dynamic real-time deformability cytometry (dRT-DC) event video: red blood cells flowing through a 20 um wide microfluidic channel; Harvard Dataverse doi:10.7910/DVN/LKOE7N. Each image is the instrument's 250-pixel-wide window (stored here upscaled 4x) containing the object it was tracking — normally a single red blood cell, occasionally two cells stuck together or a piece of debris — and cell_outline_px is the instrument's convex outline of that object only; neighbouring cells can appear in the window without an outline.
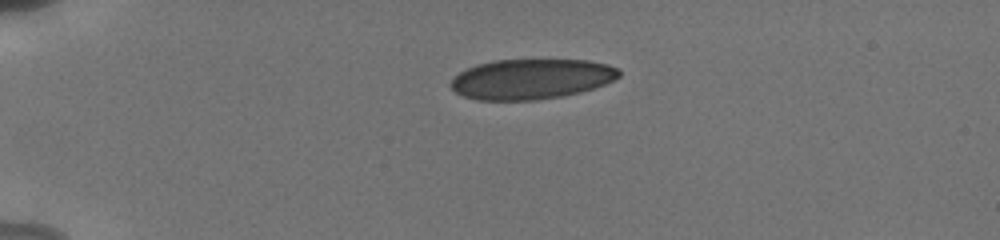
{"species": "human", "species_latin": "Homo sapiens", "temperature_condition": "cold", "stored_images_in_passage": 11, "camera_frame_rate_fps": 3000, "um_per_image_px": 0.085, "donor": {"sex": "male"}, "frame": {"image": 1, "passage_image": 1, "time_ms": 0.0, "image_size_px": [1000, 240], "cell_outline_px": [[620, 76], [604, 84], [580, 92], [560, 96], [536, 100], [476, 100], [464, 96], [456, 92], [448, 84], [460, 72], [476, 64], [492, 60], [588, 60], [608, 64], [620, 68]], "centroid_in_image_um": [45.15, 6.71], "position_along_channel_um": 39.8, "area_um2": 39.36}}
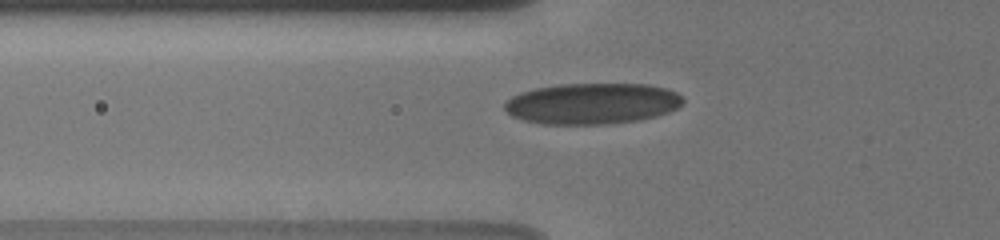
{"frame": {"image": 2, "passage_image": 7, "time_ms": 2.333, "image_size_px": [1000, 240], "cell_outline_px": [[684, 100], [676, 108], [668, 112], [656, 116], [640, 120], [604, 124], [544, 124], [524, 120], [512, 116], [504, 108], [504, 100], [520, 92], [536, 88], [560, 84], [648, 84], [664, 88], [676, 92], [684, 96]], "centroid_in_image_um": [50.32, 8.8], "position_along_channel_um": 75.5, "area_um2": 42.71}}
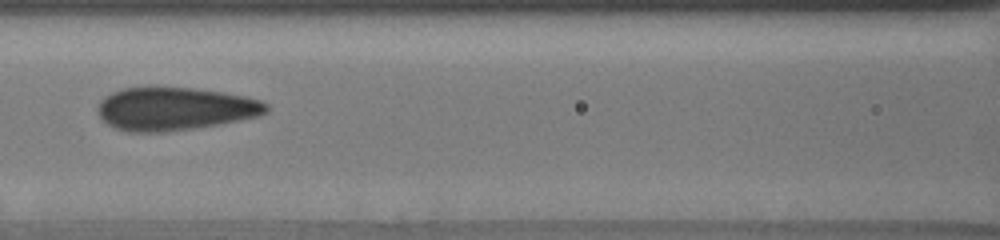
{"frame": {"image": 3, "passage_image": 10, "time_ms": 4.333, "image_size_px": [1000, 240], "cell_outline_px": [[268, 112], [260, 116], [216, 124], [192, 128], [164, 132], [128, 132], [116, 128], [108, 124], [100, 116], [96, 108], [100, 100], [104, 96], [112, 92], [124, 88], [148, 84], [192, 88], [224, 92], [244, 96], [260, 100], [268, 104]], "centroid_in_image_um": [14.82, 9.2], "position_along_channel_um": 151.8, "area_um2": 43.0}}